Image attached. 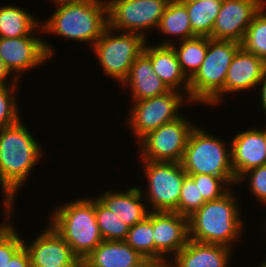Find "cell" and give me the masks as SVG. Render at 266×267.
Returning <instances> with one entry per match:
<instances>
[{"label": "cell", "mask_w": 266, "mask_h": 267, "mask_svg": "<svg viewBox=\"0 0 266 267\" xmlns=\"http://www.w3.org/2000/svg\"><path fill=\"white\" fill-rule=\"evenodd\" d=\"M130 267H166V265L160 260L143 257L139 262Z\"/></svg>", "instance_id": "74e56055"}, {"label": "cell", "mask_w": 266, "mask_h": 267, "mask_svg": "<svg viewBox=\"0 0 266 267\" xmlns=\"http://www.w3.org/2000/svg\"><path fill=\"white\" fill-rule=\"evenodd\" d=\"M12 208L4 209L3 223L0 224V267H5L12 257L24 246L23 238L17 232L15 225L9 223ZM7 221V222H6Z\"/></svg>", "instance_id": "f546056e"}, {"label": "cell", "mask_w": 266, "mask_h": 267, "mask_svg": "<svg viewBox=\"0 0 266 267\" xmlns=\"http://www.w3.org/2000/svg\"><path fill=\"white\" fill-rule=\"evenodd\" d=\"M258 267H266V261L264 260Z\"/></svg>", "instance_id": "b9f144b4"}, {"label": "cell", "mask_w": 266, "mask_h": 267, "mask_svg": "<svg viewBox=\"0 0 266 267\" xmlns=\"http://www.w3.org/2000/svg\"><path fill=\"white\" fill-rule=\"evenodd\" d=\"M160 33L176 36V41L187 40L196 37L192 32V26L186 6L179 0H170L157 28ZM171 36V37H170Z\"/></svg>", "instance_id": "d4e9b609"}, {"label": "cell", "mask_w": 266, "mask_h": 267, "mask_svg": "<svg viewBox=\"0 0 266 267\" xmlns=\"http://www.w3.org/2000/svg\"><path fill=\"white\" fill-rule=\"evenodd\" d=\"M198 124L192 130L182 166L187 174H208L223 178L231 187L237 185L231 164V149Z\"/></svg>", "instance_id": "8992f818"}, {"label": "cell", "mask_w": 266, "mask_h": 267, "mask_svg": "<svg viewBox=\"0 0 266 267\" xmlns=\"http://www.w3.org/2000/svg\"><path fill=\"white\" fill-rule=\"evenodd\" d=\"M130 89L131 101H139L163 95L170 91L156 75L151 59L142 52L131 66L127 79L122 83Z\"/></svg>", "instance_id": "44dd1931"}, {"label": "cell", "mask_w": 266, "mask_h": 267, "mask_svg": "<svg viewBox=\"0 0 266 267\" xmlns=\"http://www.w3.org/2000/svg\"><path fill=\"white\" fill-rule=\"evenodd\" d=\"M249 181V189L251 195L253 194L257 200H259L260 204L266 205V165L258 166L253 168L247 172H245L238 180L237 185L241 182Z\"/></svg>", "instance_id": "836d02e7"}, {"label": "cell", "mask_w": 266, "mask_h": 267, "mask_svg": "<svg viewBox=\"0 0 266 267\" xmlns=\"http://www.w3.org/2000/svg\"><path fill=\"white\" fill-rule=\"evenodd\" d=\"M233 137L229 147L237 181L245 172L266 165V128L243 130Z\"/></svg>", "instance_id": "9a60e30c"}, {"label": "cell", "mask_w": 266, "mask_h": 267, "mask_svg": "<svg viewBox=\"0 0 266 267\" xmlns=\"http://www.w3.org/2000/svg\"><path fill=\"white\" fill-rule=\"evenodd\" d=\"M265 69L266 62L263 59L241 47L228 68L223 95L257 87Z\"/></svg>", "instance_id": "e0dca14e"}, {"label": "cell", "mask_w": 266, "mask_h": 267, "mask_svg": "<svg viewBox=\"0 0 266 267\" xmlns=\"http://www.w3.org/2000/svg\"><path fill=\"white\" fill-rule=\"evenodd\" d=\"M53 5L57 9L46 22L41 23L44 33L87 44L91 42V47L108 27L106 0L58 2Z\"/></svg>", "instance_id": "3957f363"}, {"label": "cell", "mask_w": 266, "mask_h": 267, "mask_svg": "<svg viewBox=\"0 0 266 267\" xmlns=\"http://www.w3.org/2000/svg\"><path fill=\"white\" fill-rule=\"evenodd\" d=\"M24 8L13 5L0 6V37L18 38L30 36L38 30L43 33L41 23Z\"/></svg>", "instance_id": "603a6c76"}, {"label": "cell", "mask_w": 266, "mask_h": 267, "mask_svg": "<svg viewBox=\"0 0 266 267\" xmlns=\"http://www.w3.org/2000/svg\"><path fill=\"white\" fill-rule=\"evenodd\" d=\"M41 230L35 240L23 245L30 256L31 267H59L71 264L77 256L51 225Z\"/></svg>", "instance_id": "2e32d148"}, {"label": "cell", "mask_w": 266, "mask_h": 267, "mask_svg": "<svg viewBox=\"0 0 266 267\" xmlns=\"http://www.w3.org/2000/svg\"><path fill=\"white\" fill-rule=\"evenodd\" d=\"M73 1H90V2H94V1H103V0H73Z\"/></svg>", "instance_id": "7bdbcfd3"}, {"label": "cell", "mask_w": 266, "mask_h": 267, "mask_svg": "<svg viewBox=\"0 0 266 267\" xmlns=\"http://www.w3.org/2000/svg\"><path fill=\"white\" fill-rule=\"evenodd\" d=\"M223 0H201L184 3L192 32L197 37H210Z\"/></svg>", "instance_id": "484cf974"}, {"label": "cell", "mask_w": 266, "mask_h": 267, "mask_svg": "<svg viewBox=\"0 0 266 267\" xmlns=\"http://www.w3.org/2000/svg\"><path fill=\"white\" fill-rule=\"evenodd\" d=\"M266 5L255 15L246 30L241 47L266 62Z\"/></svg>", "instance_id": "83f0119b"}, {"label": "cell", "mask_w": 266, "mask_h": 267, "mask_svg": "<svg viewBox=\"0 0 266 267\" xmlns=\"http://www.w3.org/2000/svg\"><path fill=\"white\" fill-rule=\"evenodd\" d=\"M154 232L152 227V211L141 222L129 229L125 242L142 257L154 259Z\"/></svg>", "instance_id": "f1b7e54d"}, {"label": "cell", "mask_w": 266, "mask_h": 267, "mask_svg": "<svg viewBox=\"0 0 266 267\" xmlns=\"http://www.w3.org/2000/svg\"><path fill=\"white\" fill-rule=\"evenodd\" d=\"M143 52L151 59L156 75L170 90H180L189 97V80L183 74L171 45H151L146 42Z\"/></svg>", "instance_id": "ffe728a7"}, {"label": "cell", "mask_w": 266, "mask_h": 267, "mask_svg": "<svg viewBox=\"0 0 266 267\" xmlns=\"http://www.w3.org/2000/svg\"><path fill=\"white\" fill-rule=\"evenodd\" d=\"M59 267H85L84 259L76 258L71 264Z\"/></svg>", "instance_id": "f35d334b"}, {"label": "cell", "mask_w": 266, "mask_h": 267, "mask_svg": "<svg viewBox=\"0 0 266 267\" xmlns=\"http://www.w3.org/2000/svg\"><path fill=\"white\" fill-rule=\"evenodd\" d=\"M241 44L208 37V51L202 65L189 80L191 104L215 106L223 102V88L228 68Z\"/></svg>", "instance_id": "5b68a950"}, {"label": "cell", "mask_w": 266, "mask_h": 267, "mask_svg": "<svg viewBox=\"0 0 266 267\" xmlns=\"http://www.w3.org/2000/svg\"><path fill=\"white\" fill-rule=\"evenodd\" d=\"M232 189L218 199L206 201L188 217L190 240L233 249V244L242 236L244 221Z\"/></svg>", "instance_id": "7a4b0ae2"}, {"label": "cell", "mask_w": 266, "mask_h": 267, "mask_svg": "<svg viewBox=\"0 0 266 267\" xmlns=\"http://www.w3.org/2000/svg\"><path fill=\"white\" fill-rule=\"evenodd\" d=\"M205 200L198 190L193 179L187 175L183 181L176 213L190 217L195 211L205 204Z\"/></svg>", "instance_id": "4dcf8cb0"}, {"label": "cell", "mask_w": 266, "mask_h": 267, "mask_svg": "<svg viewBox=\"0 0 266 267\" xmlns=\"http://www.w3.org/2000/svg\"><path fill=\"white\" fill-rule=\"evenodd\" d=\"M141 163L147 179V190L144 193L142 191V195L147 206H150L149 211L176 212L182 184L187 176L182 164L146 160H141Z\"/></svg>", "instance_id": "ba28073f"}, {"label": "cell", "mask_w": 266, "mask_h": 267, "mask_svg": "<svg viewBox=\"0 0 266 267\" xmlns=\"http://www.w3.org/2000/svg\"><path fill=\"white\" fill-rule=\"evenodd\" d=\"M190 120L183 115L149 132L138 142L140 160L181 163L189 136L197 125Z\"/></svg>", "instance_id": "8fae6325"}, {"label": "cell", "mask_w": 266, "mask_h": 267, "mask_svg": "<svg viewBox=\"0 0 266 267\" xmlns=\"http://www.w3.org/2000/svg\"><path fill=\"white\" fill-rule=\"evenodd\" d=\"M18 83L19 81L15 85L0 87V130L21 119L15 97L18 95L16 92Z\"/></svg>", "instance_id": "1f68e13d"}, {"label": "cell", "mask_w": 266, "mask_h": 267, "mask_svg": "<svg viewBox=\"0 0 266 267\" xmlns=\"http://www.w3.org/2000/svg\"><path fill=\"white\" fill-rule=\"evenodd\" d=\"M233 249L188 240L166 267H229Z\"/></svg>", "instance_id": "ac0fdd59"}, {"label": "cell", "mask_w": 266, "mask_h": 267, "mask_svg": "<svg viewBox=\"0 0 266 267\" xmlns=\"http://www.w3.org/2000/svg\"><path fill=\"white\" fill-rule=\"evenodd\" d=\"M12 77V81L8 80ZM8 78V79H7ZM10 82V83H9ZM18 80L10 73V71L5 67L3 61L0 58V87L15 85Z\"/></svg>", "instance_id": "d590c367"}, {"label": "cell", "mask_w": 266, "mask_h": 267, "mask_svg": "<svg viewBox=\"0 0 266 267\" xmlns=\"http://www.w3.org/2000/svg\"><path fill=\"white\" fill-rule=\"evenodd\" d=\"M186 101L187 104L191 103L185 93L177 90H170L152 98L131 101L126 125L132 130L131 135L133 134L136 143L149 132L183 116L179 109Z\"/></svg>", "instance_id": "9c48e42d"}, {"label": "cell", "mask_w": 266, "mask_h": 267, "mask_svg": "<svg viewBox=\"0 0 266 267\" xmlns=\"http://www.w3.org/2000/svg\"><path fill=\"white\" fill-rule=\"evenodd\" d=\"M35 32L13 39L0 37V58L18 81L25 71L44 64L54 55V48L44 38L35 36Z\"/></svg>", "instance_id": "7c38bea8"}, {"label": "cell", "mask_w": 266, "mask_h": 267, "mask_svg": "<svg viewBox=\"0 0 266 267\" xmlns=\"http://www.w3.org/2000/svg\"><path fill=\"white\" fill-rule=\"evenodd\" d=\"M96 222L103 240L125 241L130 227L94 197Z\"/></svg>", "instance_id": "4316f807"}, {"label": "cell", "mask_w": 266, "mask_h": 267, "mask_svg": "<svg viewBox=\"0 0 266 267\" xmlns=\"http://www.w3.org/2000/svg\"><path fill=\"white\" fill-rule=\"evenodd\" d=\"M261 83V84H260ZM261 86L260 90H259V105L260 107H262V111H264L265 115H266V69L263 73V76L259 82V84Z\"/></svg>", "instance_id": "8d00e7d4"}, {"label": "cell", "mask_w": 266, "mask_h": 267, "mask_svg": "<svg viewBox=\"0 0 266 267\" xmlns=\"http://www.w3.org/2000/svg\"><path fill=\"white\" fill-rule=\"evenodd\" d=\"M50 1H53V4H54V3H58V2H69V1H73V0H50Z\"/></svg>", "instance_id": "60d3db41"}, {"label": "cell", "mask_w": 266, "mask_h": 267, "mask_svg": "<svg viewBox=\"0 0 266 267\" xmlns=\"http://www.w3.org/2000/svg\"><path fill=\"white\" fill-rule=\"evenodd\" d=\"M52 228L67 242L73 253L85 259L103 241L96 222L94 198L83 196L52 212Z\"/></svg>", "instance_id": "277c9868"}, {"label": "cell", "mask_w": 266, "mask_h": 267, "mask_svg": "<svg viewBox=\"0 0 266 267\" xmlns=\"http://www.w3.org/2000/svg\"><path fill=\"white\" fill-rule=\"evenodd\" d=\"M152 227L154 259L162 261L167 266L169 256H175L189 240L188 217L176 212L152 211Z\"/></svg>", "instance_id": "5bb4252c"}, {"label": "cell", "mask_w": 266, "mask_h": 267, "mask_svg": "<svg viewBox=\"0 0 266 267\" xmlns=\"http://www.w3.org/2000/svg\"><path fill=\"white\" fill-rule=\"evenodd\" d=\"M41 144L20 119L0 130V185L3 208H14L16 194L40 162Z\"/></svg>", "instance_id": "6da1fadb"}, {"label": "cell", "mask_w": 266, "mask_h": 267, "mask_svg": "<svg viewBox=\"0 0 266 267\" xmlns=\"http://www.w3.org/2000/svg\"><path fill=\"white\" fill-rule=\"evenodd\" d=\"M115 32L108 26L92 48L105 74L122 85L147 39L137 33Z\"/></svg>", "instance_id": "52a82bcc"}, {"label": "cell", "mask_w": 266, "mask_h": 267, "mask_svg": "<svg viewBox=\"0 0 266 267\" xmlns=\"http://www.w3.org/2000/svg\"><path fill=\"white\" fill-rule=\"evenodd\" d=\"M143 257L125 241L103 240L85 259V267H130Z\"/></svg>", "instance_id": "7402d4cb"}, {"label": "cell", "mask_w": 266, "mask_h": 267, "mask_svg": "<svg viewBox=\"0 0 266 267\" xmlns=\"http://www.w3.org/2000/svg\"><path fill=\"white\" fill-rule=\"evenodd\" d=\"M142 190L138 186L127 191L107 190L95 196L108 210L117 215L130 228L143 221L149 214L147 203L143 202ZM143 202V203H142Z\"/></svg>", "instance_id": "d6986e66"}, {"label": "cell", "mask_w": 266, "mask_h": 267, "mask_svg": "<svg viewBox=\"0 0 266 267\" xmlns=\"http://www.w3.org/2000/svg\"><path fill=\"white\" fill-rule=\"evenodd\" d=\"M189 175L205 201H213L225 195L232 187L221 177L208 174Z\"/></svg>", "instance_id": "d6a6232c"}, {"label": "cell", "mask_w": 266, "mask_h": 267, "mask_svg": "<svg viewBox=\"0 0 266 267\" xmlns=\"http://www.w3.org/2000/svg\"><path fill=\"white\" fill-rule=\"evenodd\" d=\"M108 26L116 32H130L145 39L157 29L170 0H106Z\"/></svg>", "instance_id": "30bf717a"}, {"label": "cell", "mask_w": 266, "mask_h": 267, "mask_svg": "<svg viewBox=\"0 0 266 267\" xmlns=\"http://www.w3.org/2000/svg\"><path fill=\"white\" fill-rule=\"evenodd\" d=\"M266 0H223L209 38L242 43L246 30Z\"/></svg>", "instance_id": "4fadbf2b"}, {"label": "cell", "mask_w": 266, "mask_h": 267, "mask_svg": "<svg viewBox=\"0 0 266 267\" xmlns=\"http://www.w3.org/2000/svg\"><path fill=\"white\" fill-rule=\"evenodd\" d=\"M183 3H192V2H196V1H201V0H179Z\"/></svg>", "instance_id": "ab89813d"}, {"label": "cell", "mask_w": 266, "mask_h": 267, "mask_svg": "<svg viewBox=\"0 0 266 267\" xmlns=\"http://www.w3.org/2000/svg\"><path fill=\"white\" fill-rule=\"evenodd\" d=\"M5 267H31L30 256L27 249L23 246Z\"/></svg>", "instance_id": "e575fe53"}, {"label": "cell", "mask_w": 266, "mask_h": 267, "mask_svg": "<svg viewBox=\"0 0 266 267\" xmlns=\"http://www.w3.org/2000/svg\"><path fill=\"white\" fill-rule=\"evenodd\" d=\"M158 45H171L176 52L181 70L188 80L198 71L208 51V37H194L187 40L176 41L166 38Z\"/></svg>", "instance_id": "cb8c5ba5"}]
</instances>
